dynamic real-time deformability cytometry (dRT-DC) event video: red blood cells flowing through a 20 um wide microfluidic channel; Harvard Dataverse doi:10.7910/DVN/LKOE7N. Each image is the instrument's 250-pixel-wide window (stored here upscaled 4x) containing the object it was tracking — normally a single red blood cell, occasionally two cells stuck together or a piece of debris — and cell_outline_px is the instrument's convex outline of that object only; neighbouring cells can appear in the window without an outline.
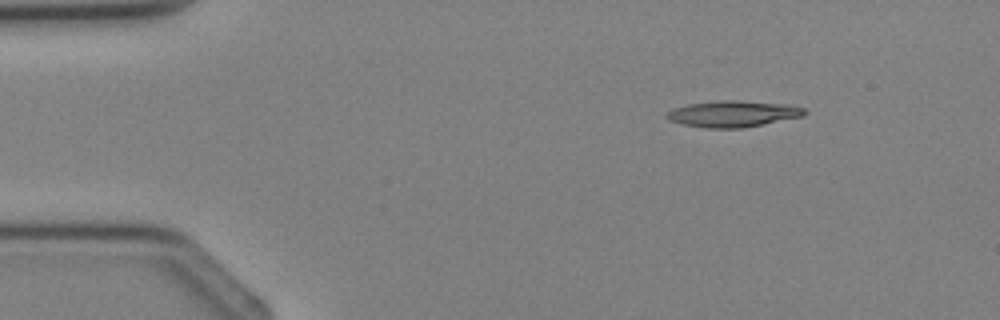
{"species": "Egyptian fruit bat (a non-hibernating species)", "species_latin": "Rousettus aegyptiacus", "temperature_condition": "cold", "stored_images_in_passage": 3, "camera_frame_rate_fps": 3000, "um_per_image_px": 0.085, "animal": {"sex": "female"}, "frame": {"image": 1, "passage_image": 1, "time_ms": 0.0, "image_size_px": [1000, 320], "cell_outline_px": [[808, 112], [804, 116], [744, 128], [704, 128], [680, 124], [668, 120], [664, 116], [672, 108], [688, 104], [720, 100], [736, 100], [784, 104], [804, 108]], "centroid_in_image_um": [62.27, 9.68], "position_along_channel_um": 22.7, "area_um2": 21.27}}
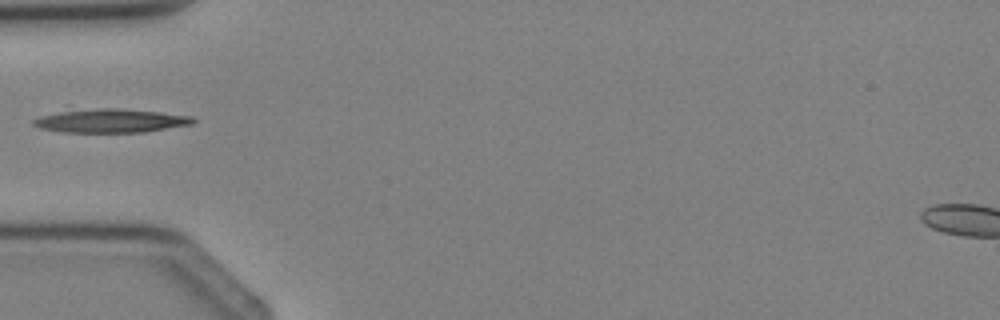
{"frame": {"image": 2, "passage_image": 3, "time_ms": 2.333, "image_size_px": [1000, 320], "cell_outline_px": [[196, 120], [192, 124], [144, 132], [60, 132], [40, 128], [32, 124], [32, 120], [40, 116], [60, 112], [100, 108], [116, 108], [160, 112], [192, 116]], "centroid_in_image_um": [9.42, 10.27], "position_along_channel_um": 75.6, "area_um2": 21.79}}